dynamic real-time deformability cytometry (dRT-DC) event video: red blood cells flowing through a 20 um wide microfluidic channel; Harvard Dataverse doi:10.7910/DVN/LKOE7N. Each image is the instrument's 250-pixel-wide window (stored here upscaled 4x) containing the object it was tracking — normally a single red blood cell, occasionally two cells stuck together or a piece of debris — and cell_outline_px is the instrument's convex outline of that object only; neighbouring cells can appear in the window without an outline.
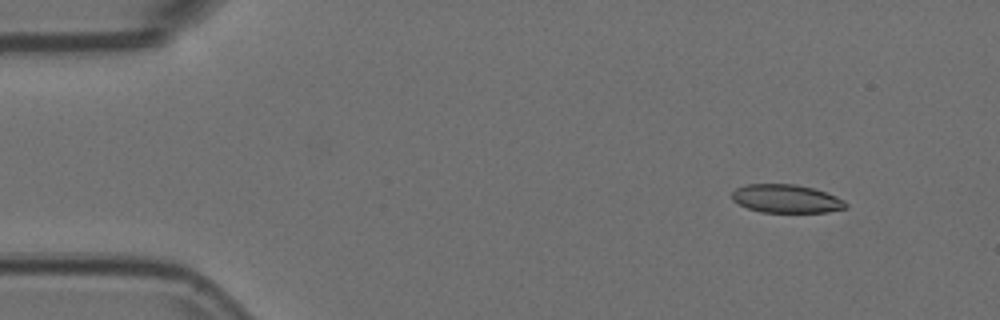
{"species": "Egyptian fruit bat (a non-hibernating species)", "species_latin": "Rousettus aegyptiacus", "temperature_condition": "room temperature", "stored_images_in_passage": 5, "camera_frame_rate_fps": 3000, "um_per_image_px": 0.085, "animal": {"sex": "female"}, "frame": {"image": 1, "passage_image": 2, "time_ms": 0.333, "image_size_px": [1000, 320], "cell_outline_px": [[848, 208], [828, 212], [760, 212], [748, 208], [732, 200], [732, 192], [736, 188], [748, 184], [792, 184], [812, 188], [836, 196], [844, 200], [848, 204]], "centroid_in_image_um": [66.85, 16.9], "position_along_channel_um": 18.2, "area_um2": 18.73}}
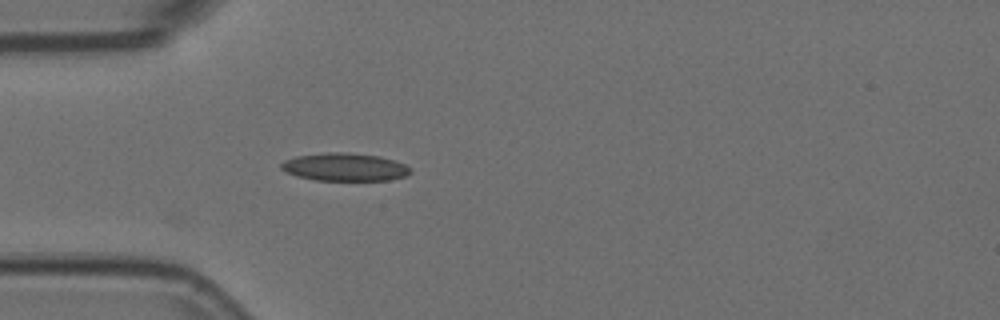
{"frame": {"image": 2, "passage_image": 5, "time_ms": 1.333, "image_size_px": [1000, 320], "cell_outline_px": [[412, 172], [404, 176], [388, 180], [316, 180], [296, 176], [280, 168], [280, 164], [284, 160], [296, 156], [324, 152], [348, 152], [380, 156], [404, 164], [412, 168]], "centroid_in_image_um": [29.29, 14.19], "position_along_channel_um": 55.7, "area_um2": 21.04}}